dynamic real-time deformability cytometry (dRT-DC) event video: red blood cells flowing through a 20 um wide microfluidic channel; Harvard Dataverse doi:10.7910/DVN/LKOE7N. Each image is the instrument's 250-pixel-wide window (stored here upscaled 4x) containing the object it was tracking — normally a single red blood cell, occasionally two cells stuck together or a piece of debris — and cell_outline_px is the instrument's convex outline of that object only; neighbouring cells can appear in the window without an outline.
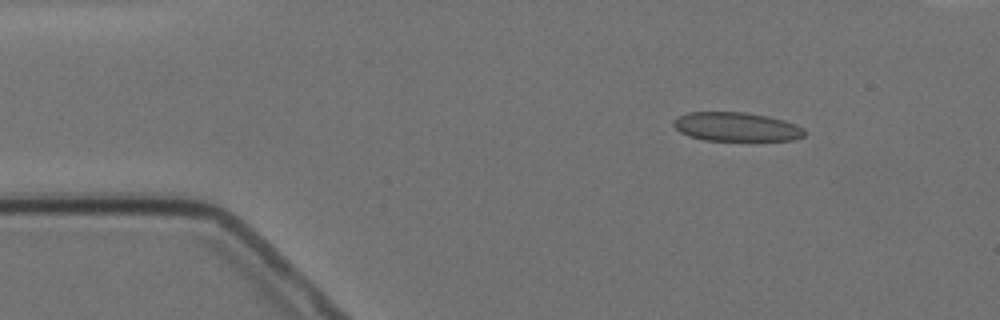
{"species": "Egyptian fruit bat (a non-hibernating species)", "species_latin": "Rousettus aegyptiacus", "temperature_condition": "cold", "stored_images_in_passage": 5, "camera_frame_rate_fps": 3000, "um_per_image_px": 0.085, "animal": {"sex": "female"}, "frame": {"image": 1, "passage_image": 2, "time_ms": 1.0, "image_size_px": [1000, 320], "cell_outline_px": [[804, 136], [796, 140], [704, 140], [688, 136], [680, 132], [672, 124], [672, 120], [676, 116], [688, 112], [744, 112], [768, 116], [784, 120], [796, 124], [804, 128]], "centroid_in_image_um": [62.56, 10.77], "position_along_channel_um": 22.4, "area_um2": 22.25}}
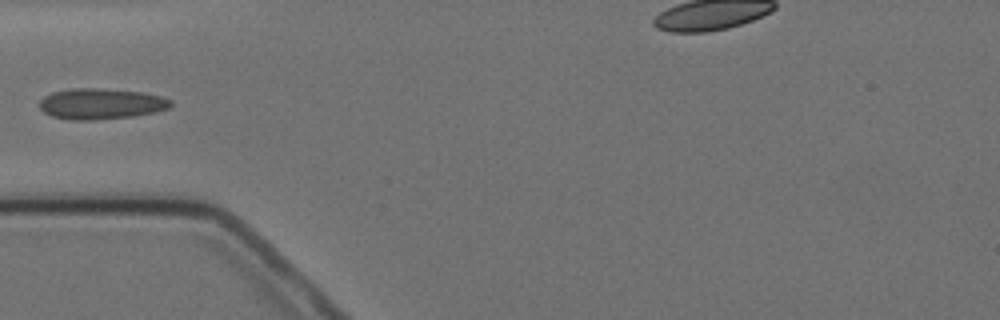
{"frame": {"image": 2, "passage_image": 5, "time_ms": 4.333, "image_size_px": [1000, 320], "cell_outline_px": [[172, 104], [168, 108], [156, 112], [132, 116], [96, 120], [72, 120], [52, 116], [44, 112], [40, 108], [40, 100], [44, 96], [52, 92], [72, 88], [100, 88], [144, 92], [160, 96], [172, 100]], "centroid_in_image_um": [8.59, 8.82], "position_along_channel_um": 76.4, "area_um2": 23.64}}